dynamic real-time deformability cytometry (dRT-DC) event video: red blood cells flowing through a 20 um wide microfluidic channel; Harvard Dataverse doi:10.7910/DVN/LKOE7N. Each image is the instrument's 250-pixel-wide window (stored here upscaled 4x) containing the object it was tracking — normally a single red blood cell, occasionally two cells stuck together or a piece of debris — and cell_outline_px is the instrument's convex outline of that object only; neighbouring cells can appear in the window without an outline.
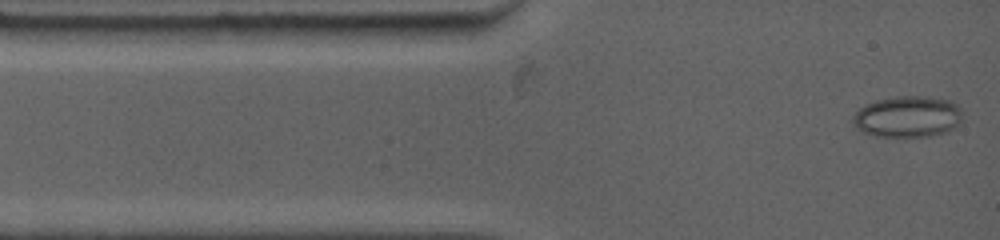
{"species": "common noctule bat (a hibernating species)", "species_latin": "Nyctalus noctula", "temperature_condition": "warm", "stored_images_in_passage": 45, "camera_frame_rate_fps": 4500, "um_per_image_px": 0.085, "animal": {"sex": "female", "body_mass_g": 19.0, "forearm_length_mm": 53.3}, "frame": {"image": 1, "passage_image": 1, "time_ms": 0.0, "image_size_px": [1000, 240], "cell_outline_px": [[960, 120], [948, 132], [932, 136], [876, 136], [864, 132], [856, 128], [852, 124], [852, 116], [860, 108], [876, 100], [896, 96], [928, 96], [952, 100], [960, 108]], "centroid_in_image_um": [77.14, 9.91], "position_along_channel_um": 7.9, "area_um2": 26.36}}
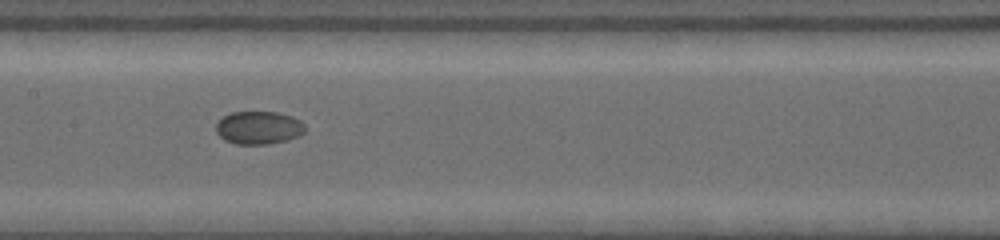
{"frame": {"image": 2, "passage_image": 16, "time_ms": 6.222, "image_size_px": [1000, 240], "cell_outline_px": [[304, 132], [288, 140], [268, 144], [236, 144], [224, 140], [216, 132], [216, 124], [224, 116], [232, 112], [276, 112], [292, 116], [300, 120], [304, 124]], "centroid_in_image_um": [21.98, 10.86], "position_along_channel_um": 185.4, "area_um2": 17.05}}
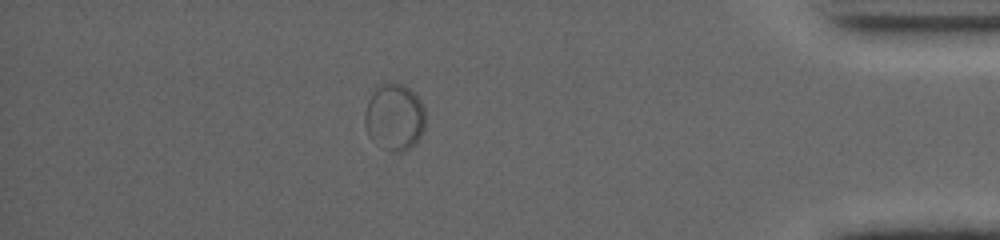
{"frame": {"image": 3, "passage_image": 34, "time_ms": 13.778, "image_size_px": [1000, 240], "cell_outline_px": [[424, 128], [416, 144], [400, 152], [388, 152], [376, 144], [368, 136], [364, 124], [364, 112], [368, 100], [372, 92], [380, 84], [388, 80], [392, 80], [404, 84], [420, 100], [424, 108]], "centroid_in_image_um": [33.49, 9.94], "position_along_channel_um": 401.7, "area_um2": 24.1}, "authors_computed_cell_mechanics": {"area_um2": 20.9236, "velocity_mm_per_s": 3.5193, "shape_relaxation_time_tau1_ms": null, "shape_relaxation_time_tau2_ms": 11.065, "deformation_change_tau1": null, "deformation_change_tau2": 0.0192}}